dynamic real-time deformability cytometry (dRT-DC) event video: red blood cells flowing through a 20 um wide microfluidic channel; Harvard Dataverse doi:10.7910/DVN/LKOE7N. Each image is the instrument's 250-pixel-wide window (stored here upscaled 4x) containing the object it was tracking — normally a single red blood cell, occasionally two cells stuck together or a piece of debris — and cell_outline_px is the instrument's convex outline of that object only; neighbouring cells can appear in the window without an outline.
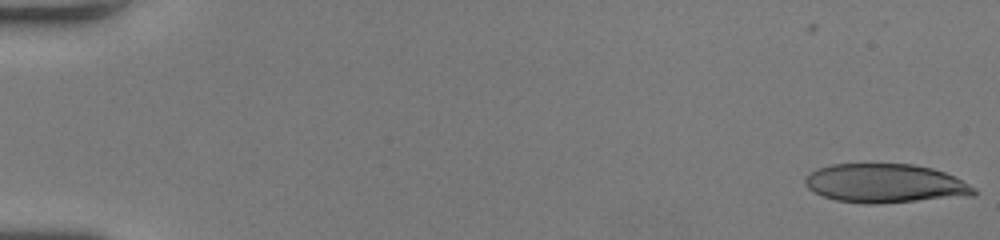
{"species": "human", "species_latin": "Homo sapiens", "temperature_condition": "room temperature", "stored_images_in_passage": 56, "camera_frame_rate_fps": 3000, "um_per_image_px": 0.085, "donor": {"sex": "female"}, "frame": {"image": 1, "passage_image": 1, "time_ms": 0.0, "image_size_px": [1000, 240], "cell_outline_px": [[976, 196], [876, 204], [868, 204], [836, 200], [824, 196], [808, 188], [804, 184], [804, 176], [816, 168], [832, 164], [912, 164], [932, 168], [956, 176], [976, 188]], "centroid_in_image_um": [75.28, 15.59], "position_along_channel_um": 9.7, "area_um2": 38.73}}
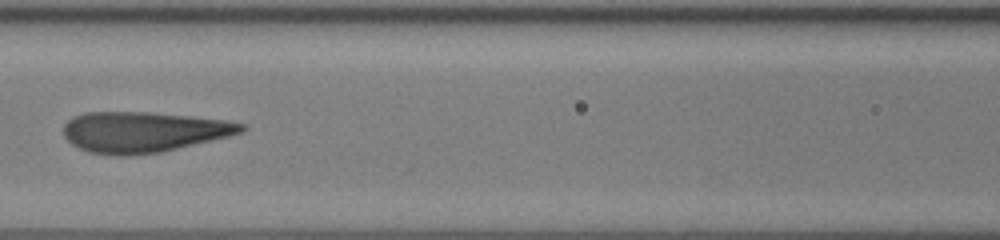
{"frame": {"image": 2, "passage_image": 29, "time_ms": 9.333, "image_size_px": [1000, 240], "cell_outline_px": [[248, 128], [244, 132], [212, 140], [160, 152], [128, 156], [116, 156], [88, 152], [72, 144], [64, 136], [64, 124], [68, 120], [84, 112], [148, 112], [228, 120], [248, 124]], "centroid_in_image_um": [12.22, 11.21], "position_along_channel_um": 154.4, "area_um2": 42.14}}
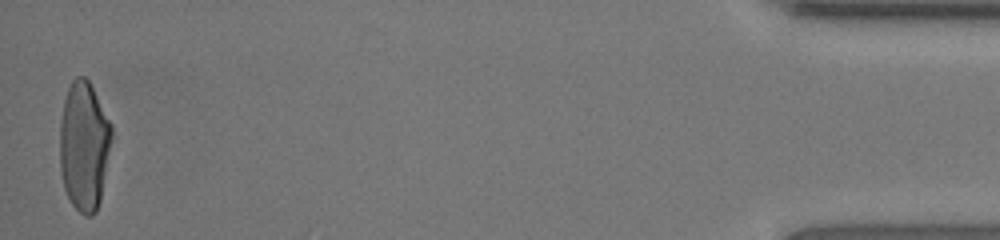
{"frame": {"image": 3, "passage_image": 56, "time_ms": 18.333, "image_size_px": [1000, 240], "cell_outline_px": [[112, 136], [100, 200], [96, 212], [92, 216], [84, 216], [72, 204], [64, 188], [60, 172], [60, 120], [64, 100], [68, 88], [72, 80], [76, 76], [84, 76], [88, 80], [112, 124]], "centroid_in_image_um": [7.13, 12.4], "position_along_channel_um": 428.1, "area_um2": 39.02}, "authors_computed_cell_mechanics": {"area_um2": 41.8761, "velocity_mm_per_s": 3.9989, "shape_relaxation_time_tau1_ms": 4.8327, "shape_relaxation_time_tau2_ms": 0.6887, "deformation_change_tau1": 0.2254, "deformation_change_tau2": 0.0707}}